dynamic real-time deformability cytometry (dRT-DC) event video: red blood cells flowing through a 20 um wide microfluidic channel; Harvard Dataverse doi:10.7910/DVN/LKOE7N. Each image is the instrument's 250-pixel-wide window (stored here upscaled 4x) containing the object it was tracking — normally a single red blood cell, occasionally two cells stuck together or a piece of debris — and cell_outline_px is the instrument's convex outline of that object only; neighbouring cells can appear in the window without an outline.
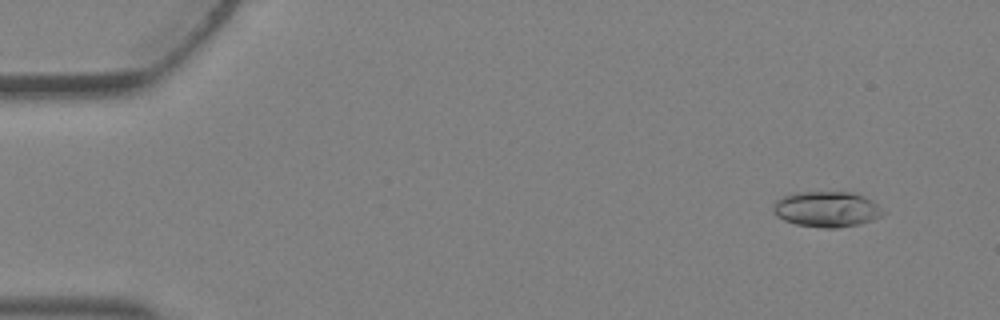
{"species": "Egyptian fruit bat (a non-hibernating species)", "species_latin": "Rousettus aegyptiacus", "temperature_condition": "warm", "stored_images_in_passage": 4, "camera_frame_rate_fps": 3000, "um_per_image_px": 0.085, "animal": {"sex": "female"}, "frame": {"image": 1, "passage_image": 1, "time_ms": 0.0, "image_size_px": [1000, 320], "cell_outline_px": [[888, 212], [872, 220], [856, 224], [836, 228], [824, 228], [796, 224], [784, 220], [776, 216], [772, 212], [772, 208], [776, 200], [784, 196], [796, 192], [852, 192], [864, 196], [872, 200]], "centroid_in_image_um": [70.27, 17.77], "position_along_channel_um": 14.7, "area_um2": 22.89}}
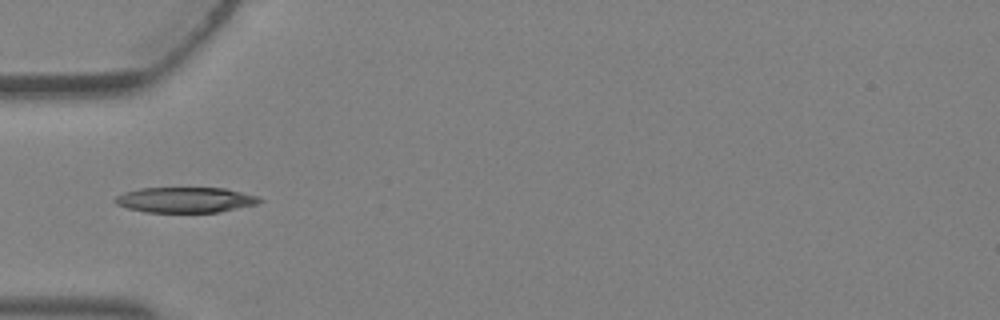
{"frame": {"image": 2, "passage_image": 4, "time_ms": 1.0, "image_size_px": [1000, 320], "cell_outline_px": [[264, 200], [256, 204], [220, 212], [144, 212], [128, 208], [116, 204], [112, 200], [116, 196], [124, 192], [140, 188], [224, 188], [260, 196]], "centroid_in_image_um": [15.76, 16.99], "position_along_channel_um": 69.2, "area_um2": 21.5}}